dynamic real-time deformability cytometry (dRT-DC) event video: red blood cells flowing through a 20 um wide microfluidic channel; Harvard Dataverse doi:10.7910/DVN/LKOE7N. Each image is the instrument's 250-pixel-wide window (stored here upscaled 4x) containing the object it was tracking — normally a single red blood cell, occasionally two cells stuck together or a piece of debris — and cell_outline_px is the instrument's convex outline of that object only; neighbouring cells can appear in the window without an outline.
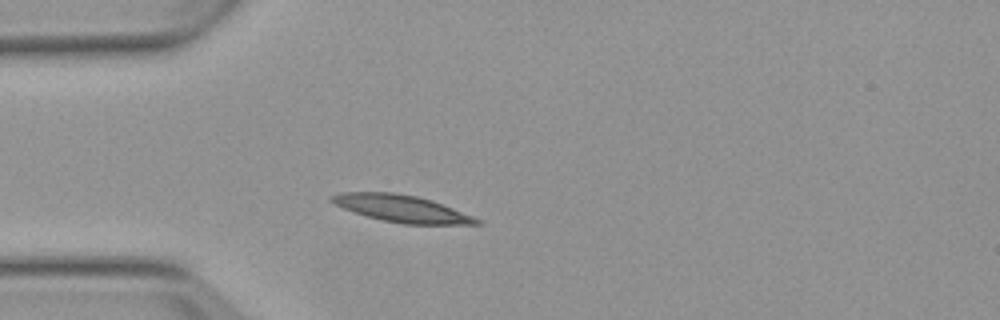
{"species": "Egyptian fruit bat (a non-hibernating species)", "species_latin": "Rousettus aegyptiacus", "temperature_condition": "warm", "stored_images_in_passage": 2, "camera_frame_rate_fps": 3000, "um_per_image_px": 0.085, "animal": {"sex": "female"}, "frame": {"image": 1, "passage_image": 2, "time_ms": 2.333, "image_size_px": [1000, 320], "cell_outline_px": [[484, 224], [404, 224], [380, 220], [364, 216], [352, 212], [328, 200], [328, 196], [340, 192], [392, 192], [416, 196], [432, 200], [484, 220]], "centroid_in_image_um": [34.13, 17.73], "position_along_channel_um": 50.9, "area_um2": 23.06}}